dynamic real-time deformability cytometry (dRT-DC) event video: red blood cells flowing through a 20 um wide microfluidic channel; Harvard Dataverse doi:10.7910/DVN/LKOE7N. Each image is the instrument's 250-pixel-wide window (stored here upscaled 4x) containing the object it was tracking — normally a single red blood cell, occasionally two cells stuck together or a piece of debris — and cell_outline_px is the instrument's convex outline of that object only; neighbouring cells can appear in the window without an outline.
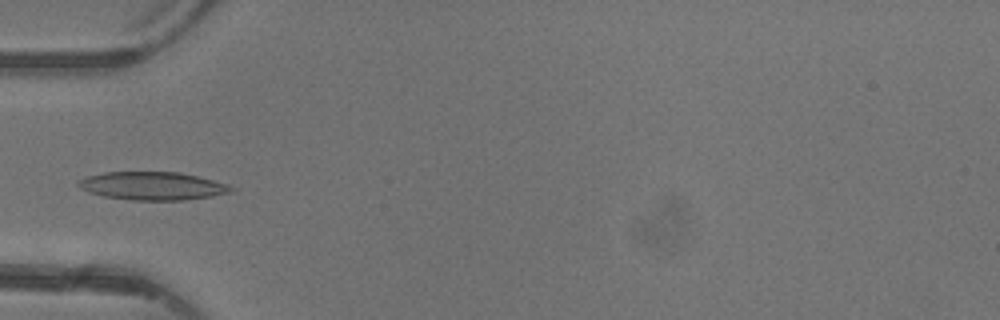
{"species": "common noctule bat (a hibernating species)", "species_latin": "Nyctalus noctula", "temperature_condition": "warm", "stored_images_in_passage": 3, "camera_frame_rate_fps": 3000, "um_per_image_px": 0.085, "animal": {"sex": "female"}, "frame": {"image": 1, "passage_image": 2, "time_ms": 1.333, "image_size_px": [1000, 320], "cell_outline_px": [[236, 188], [232, 192], [212, 196], [180, 200], [132, 200], [104, 196], [88, 192], [80, 188], [76, 184], [80, 180], [88, 176], [104, 172], [180, 172], [228, 184]], "centroid_in_image_um": [12.97, 15.8], "position_along_channel_um": 72.0, "area_um2": 24.91}}
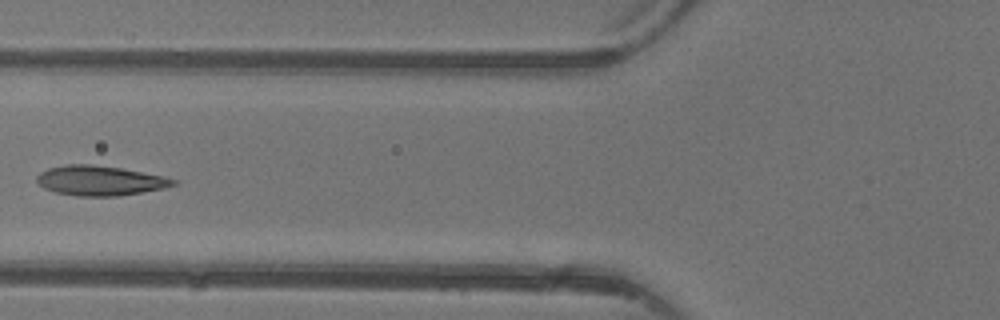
{"frame": {"image": 2, "passage_image": 3, "time_ms": 2.333, "image_size_px": [1000, 320], "cell_outline_px": [[176, 184], [164, 188], [116, 196], [76, 196], [56, 192], [44, 188], [36, 180], [36, 176], [40, 172], [48, 168], [64, 164], [92, 164], [120, 168], [164, 176], [176, 180]], "centroid_in_image_um": [8.46, 15.34], "position_along_channel_um": 117.3, "area_um2": 23.58}}